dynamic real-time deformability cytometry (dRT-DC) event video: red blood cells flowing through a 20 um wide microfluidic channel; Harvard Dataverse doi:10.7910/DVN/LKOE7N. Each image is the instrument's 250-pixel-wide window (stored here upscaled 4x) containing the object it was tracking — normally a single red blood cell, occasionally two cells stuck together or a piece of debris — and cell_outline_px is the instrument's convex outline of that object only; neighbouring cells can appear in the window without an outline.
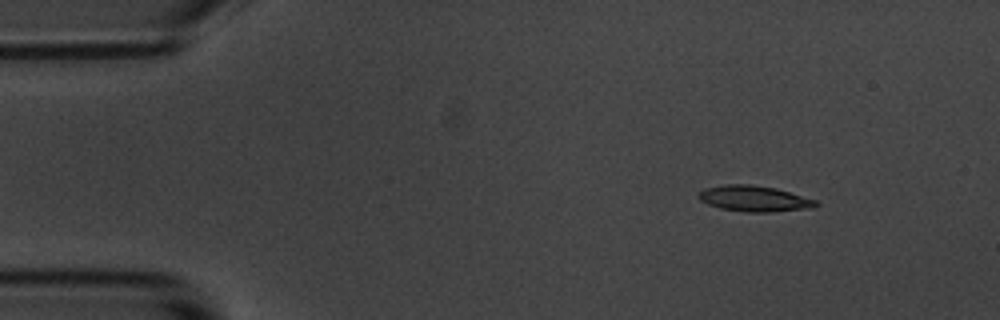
{"species": "common noctule bat (a hibernating species)", "species_latin": "Nyctalus noctula", "temperature_condition": "room temperature", "stored_images_in_passage": 8, "camera_frame_rate_fps": 3000, "um_per_image_px": 0.085, "animal": {"sex": "male", "body_mass_g": 20.1, "forearm_length_mm": 53.5}, "frame": {"image": 1, "passage_image": 2, "time_ms": 1.333, "image_size_px": [1000, 320], "cell_outline_px": [[820, 204], [816, 208], [768, 212], [744, 212], [720, 208], [708, 204], [700, 200], [696, 196], [704, 188], [724, 184], [748, 184], [776, 188], [816, 200]], "centroid_in_image_um": [64.12, 16.88], "position_along_channel_um": 20.9, "area_um2": 17.8}}
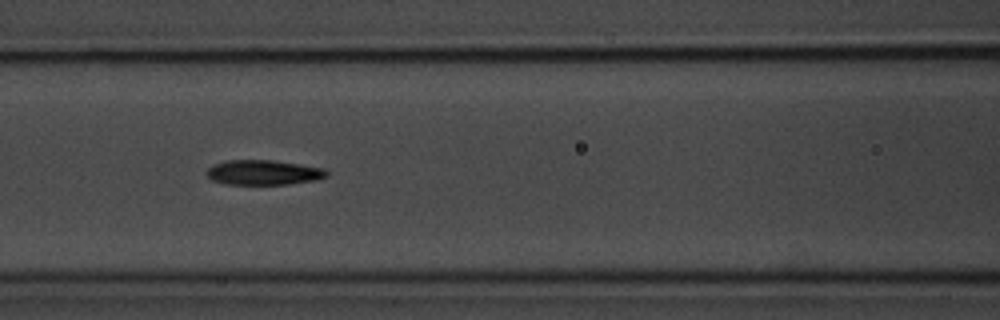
{"frame": {"image": 2, "passage_image": 7, "time_ms": 7.0, "image_size_px": [1000, 320], "cell_outline_px": [[328, 176], [316, 180], [288, 184], [224, 184], [212, 180], [208, 176], [208, 168], [212, 164], [224, 160], [272, 160], [300, 164], [324, 168], [328, 172]], "centroid_in_image_um": [22.4, 14.65], "position_along_channel_um": 144.2, "area_um2": 17.46}}
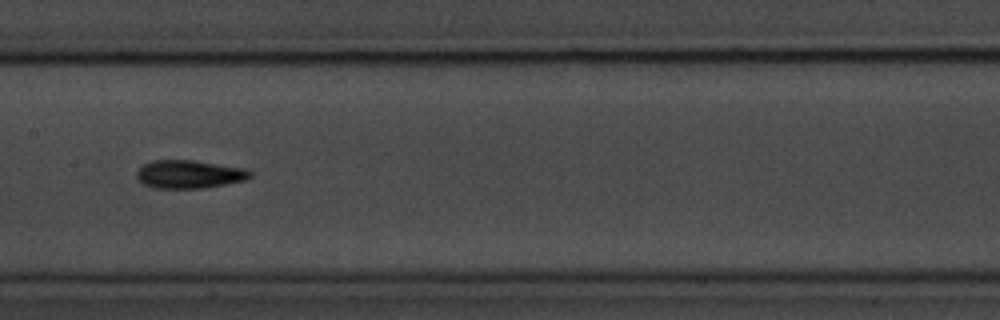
{"frame": {"image": 3, "passage_image": 8, "time_ms": 8.333, "image_size_px": [1000, 320], "cell_outline_px": [[252, 176], [248, 180], [200, 188], [156, 188], [144, 184], [136, 176], [136, 172], [144, 164], [152, 160], [196, 160], [244, 168], [252, 172]], "centroid_in_image_um": [16.11, 14.8], "position_along_channel_um": 191.3, "area_um2": 18.61}}